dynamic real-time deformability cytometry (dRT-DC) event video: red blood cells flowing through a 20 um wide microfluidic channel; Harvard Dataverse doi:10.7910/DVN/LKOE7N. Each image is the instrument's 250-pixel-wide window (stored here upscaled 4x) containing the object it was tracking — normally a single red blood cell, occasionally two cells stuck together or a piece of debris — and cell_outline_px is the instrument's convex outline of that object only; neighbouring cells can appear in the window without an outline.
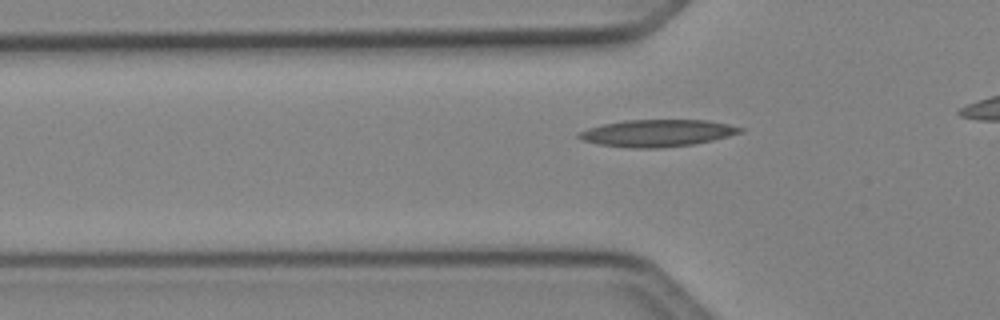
{"species": "Egyptian fruit bat (a non-hibernating species)", "species_latin": "Rousettus aegyptiacus", "temperature_condition": "cold", "stored_images_in_passage": 36, "camera_frame_rate_fps": 3000, "um_per_image_px": 0.085, "animal": {"sex": "female"}, "frame": {"image": 1, "passage_image": 12, "time_ms": 3.667, "image_size_px": [1000, 320], "cell_outline_px": [[744, 128], [740, 132], [728, 136], [712, 140], [692, 144], [660, 148], [628, 148], [600, 144], [584, 140], [576, 136], [580, 132], [588, 128], [604, 124], [624, 120], [708, 120], [728, 124]], "centroid_in_image_um": [55.86, 11.31], "position_along_channel_um": 69.9, "area_um2": 25.14}}
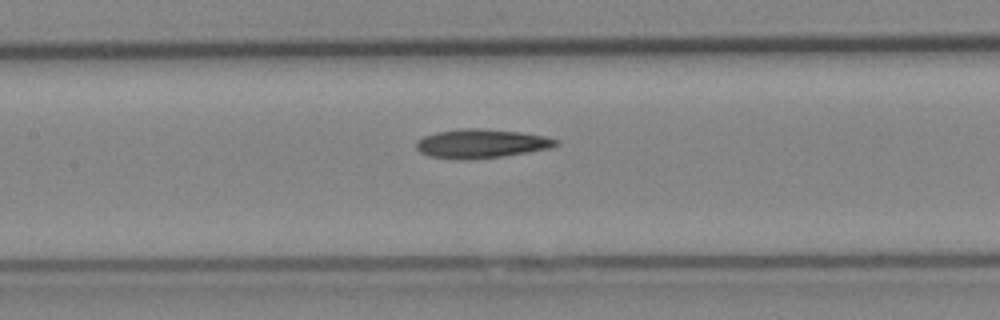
{"frame": {"image": 2, "passage_image": 19, "time_ms": 6.0, "image_size_px": [1000, 320], "cell_outline_px": [[560, 144], [552, 148], [528, 152], [500, 156], [468, 160], [456, 160], [428, 156], [420, 152], [416, 148], [416, 140], [424, 136], [436, 132], [460, 128], [480, 128], [520, 132], [544, 136], [560, 140]], "centroid_in_image_um": [40.89, 12.21], "position_along_channel_um": 166.5, "area_um2": 23.81}}
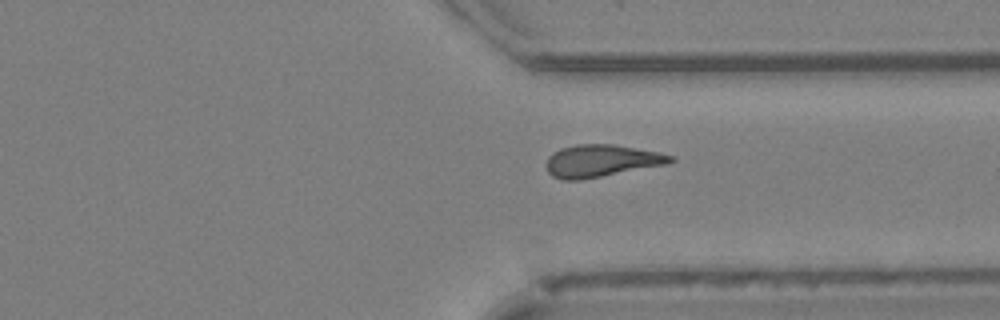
{"frame": {"image": 3, "passage_image": 33, "time_ms": 10.667, "image_size_px": [1000, 320], "cell_outline_px": [[676, 160], [668, 164], [580, 180], [564, 180], [552, 176], [548, 172], [548, 156], [552, 152], [560, 148], [576, 144], [616, 144], [660, 152], [672, 156]], "centroid_in_image_um": [51.13, 13.66], "position_along_channel_um": 360.3, "area_um2": 23.41}}